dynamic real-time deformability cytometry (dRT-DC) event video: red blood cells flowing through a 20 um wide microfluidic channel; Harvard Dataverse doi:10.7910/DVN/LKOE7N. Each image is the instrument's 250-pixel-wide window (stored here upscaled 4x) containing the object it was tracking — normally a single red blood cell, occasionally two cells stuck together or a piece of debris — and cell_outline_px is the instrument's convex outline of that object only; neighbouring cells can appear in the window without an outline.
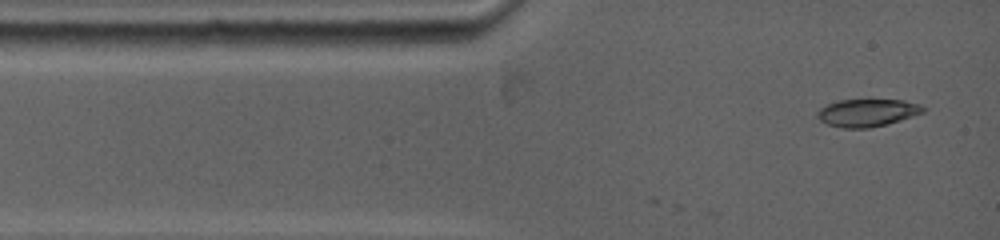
{"species": "common noctule bat (a hibernating species)", "species_latin": "Nyctalus noctula", "temperature_condition": "warm", "stored_images_in_passage": 3, "camera_frame_rate_fps": 5000, "um_per_image_px": 0.085, "animal": {"sex": "female", "body_mass_g": 19.0, "forearm_length_mm": 53.3}, "frame": {"image": 1, "passage_image": 3, "time_ms": 0.4, "image_size_px": [1000, 240], "cell_outline_px": [[924, 112], [888, 124], [868, 128], [844, 128], [828, 124], [820, 120], [816, 116], [816, 112], [820, 108], [828, 104], [840, 100], [904, 100], [920, 104], [924, 108]], "centroid_in_image_um": [73.71, 9.58], "position_along_channel_um": 11.3, "area_um2": 16.88}}